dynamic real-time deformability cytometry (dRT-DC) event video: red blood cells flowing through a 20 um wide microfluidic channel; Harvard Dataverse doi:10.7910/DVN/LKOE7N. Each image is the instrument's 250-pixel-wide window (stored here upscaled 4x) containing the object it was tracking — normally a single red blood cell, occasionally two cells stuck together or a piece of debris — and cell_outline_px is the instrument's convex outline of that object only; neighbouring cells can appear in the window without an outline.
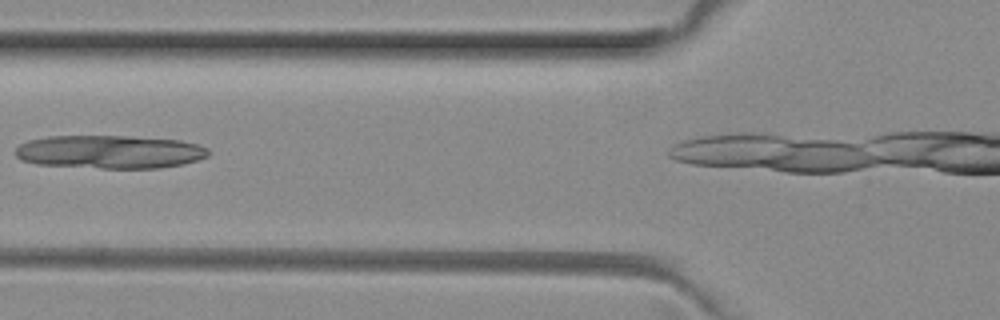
{"species": "common noctule bat (a hibernating species)", "species_latin": "Nyctalus noctula", "temperature_condition": "room temperature", "stored_images_in_passage": 4, "camera_frame_rate_fps": 3000, "um_per_image_px": 0.085, "animal": {"sex": "female", "body_mass_g": 29.2, "forearm_length_mm": 56.3}, "frame": {"image": 1, "passage_image": 3, "time_ms": 0.667, "image_size_px": [1000, 320], "cell_outline_px": [[208, 156], [184, 164], [160, 168], [100, 168], [36, 164], [20, 160], [16, 156], [16, 148], [20, 144], [28, 140], [48, 136], [132, 136], [180, 140], [196, 144], [208, 148]], "centroid_in_image_um": [9.31, 12.91], "position_along_channel_um": 116.5, "area_um2": 37.57}}